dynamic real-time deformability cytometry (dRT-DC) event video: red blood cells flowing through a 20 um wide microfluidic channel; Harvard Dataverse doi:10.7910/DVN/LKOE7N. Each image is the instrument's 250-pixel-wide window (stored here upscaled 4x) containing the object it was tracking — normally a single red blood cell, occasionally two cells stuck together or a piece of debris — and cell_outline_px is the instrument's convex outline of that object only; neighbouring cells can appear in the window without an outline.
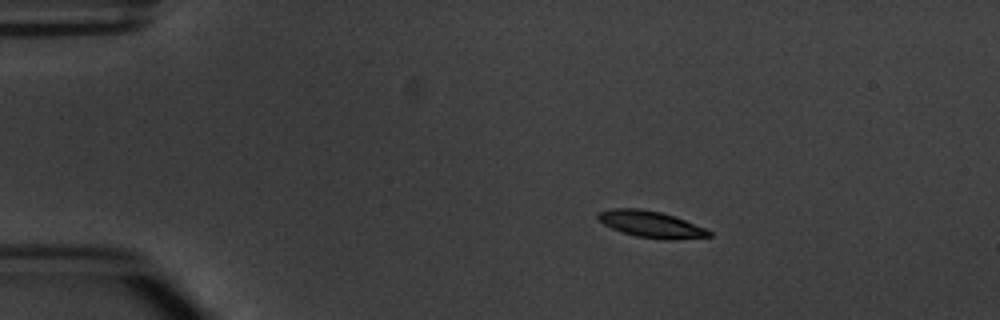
{"species": "common noctule bat (a hibernating species)", "species_latin": "Nyctalus noctula", "temperature_condition": "warm", "stored_images_in_passage": 3, "camera_frame_rate_fps": 3000, "um_per_image_px": 0.085, "animal": {"sex": "male", "body_mass_g": 20.1, "forearm_length_mm": 53.5}, "frame": {"image": 1, "passage_image": 1, "time_ms": 0.0, "image_size_px": [1000, 320], "cell_outline_px": [[712, 236], [672, 240], [664, 240], [636, 236], [612, 228], [604, 224], [596, 216], [596, 212], [612, 208], [640, 208], [660, 212], [684, 220], [704, 228], [712, 232]], "centroid_in_image_um": [55.31, 19.06], "position_along_channel_um": 29.7, "area_um2": 16.99}}